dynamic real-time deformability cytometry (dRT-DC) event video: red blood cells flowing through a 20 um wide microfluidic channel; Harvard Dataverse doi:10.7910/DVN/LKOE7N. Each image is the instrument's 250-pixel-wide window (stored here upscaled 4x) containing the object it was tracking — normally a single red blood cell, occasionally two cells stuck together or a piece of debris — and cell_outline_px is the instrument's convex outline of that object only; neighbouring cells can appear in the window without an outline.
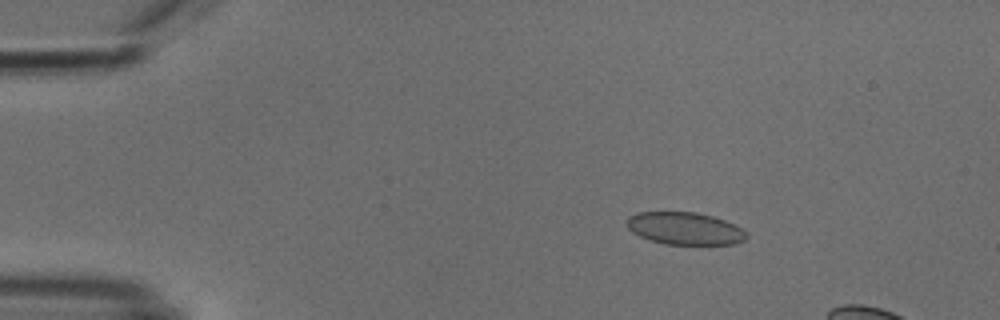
{"species": "common noctule bat (a hibernating species)", "species_latin": "Nyctalus noctula", "temperature_condition": "cold", "stored_images_in_passage": 5, "camera_frame_rate_fps": 3000, "um_per_image_px": 0.085, "animal": {"sex": "male", "body_mass_g": 18.8}, "frame": {"image": 1, "passage_image": 3, "time_ms": 2.333, "image_size_px": [1000, 320], "cell_outline_px": [[748, 236], [744, 240], [736, 244], [664, 244], [640, 236], [632, 232], [628, 228], [628, 216], [636, 212], [696, 212], [712, 216], [724, 220], [748, 232]], "centroid_in_image_um": [58.22, 19.42], "position_along_channel_um": 26.8, "area_um2": 22.48}}